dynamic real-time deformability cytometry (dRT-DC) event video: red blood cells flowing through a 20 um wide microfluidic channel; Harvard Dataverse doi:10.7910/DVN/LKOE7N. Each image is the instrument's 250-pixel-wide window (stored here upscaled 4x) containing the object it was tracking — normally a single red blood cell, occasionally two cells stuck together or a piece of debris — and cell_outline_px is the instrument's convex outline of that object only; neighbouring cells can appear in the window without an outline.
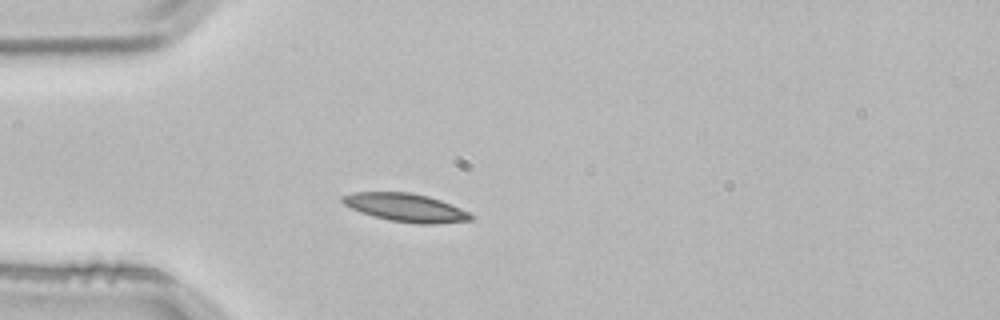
{"species": "common noctule bat (a hibernating species)", "species_latin": "Nyctalus noctula", "temperature_condition": "room temperature", "stored_images_in_passage": 3, "camera_frame_rate_fps": 3000, "um_per_image_px": 0.085, "animal": {"sex": "male", "body_mass_g": 21.5, "forearm_length_mm": 52.0}, "frame": {"image": 1, "passage_image": 3, "time_ms": 0.667, "image_size_px": [1000, 320], "cell_outline_px": [[476, 216], [472, 220], [436, 224], [416, 224], [388, 220], [372, 216], [360, 212], [344, 204], [340, 200], [340, 196], [352, 192], [412, 192], [428, 196], [440, 200], [460, 208]], "centroid_in_image_um": [34.47, 17.65], "position_along_channel_um": 50.5, "area_um2": 21.33}}